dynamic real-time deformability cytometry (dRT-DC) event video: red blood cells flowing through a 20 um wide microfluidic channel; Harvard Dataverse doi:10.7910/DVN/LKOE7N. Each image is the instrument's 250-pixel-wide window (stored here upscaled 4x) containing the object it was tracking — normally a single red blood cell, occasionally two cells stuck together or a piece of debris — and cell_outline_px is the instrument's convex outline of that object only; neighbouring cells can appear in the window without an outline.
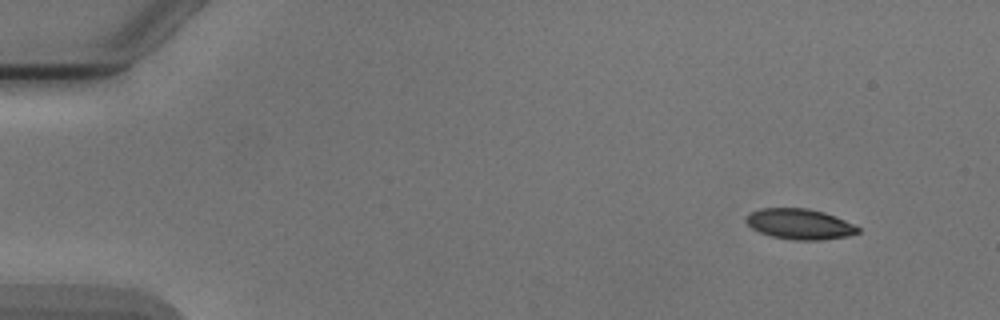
{"species": "Egyptian fruit bat (a non-hibernating species)", "species_latin": "Rousettus aegyptiacus", "temperature_condition": "cold", "stored_images_in_passage": 5, "segment_of_instrument_passage": [1, 2], "camera_frame_rate_fps": 3000, "um_per_image_px": 0.085, "animal": {"sex": "male"}, "frame": {"image": 1, "passage_image": 1, "time_ms": 0.0, "image_size_px": [1000, 320], "cell_outline_px": [[860, 232], [848, 236], [820, 240], [792, 240], [772, 236], [760, 232], [752, 228], [744, 220], [744, 216], [760, 208], [808, 208], [824, 212], [844, 220], [860, 228]], "centroid_in_image_um": [67.95, 19.04], "position_along_channel_um": 17.1, "area_um2": 19.88}}